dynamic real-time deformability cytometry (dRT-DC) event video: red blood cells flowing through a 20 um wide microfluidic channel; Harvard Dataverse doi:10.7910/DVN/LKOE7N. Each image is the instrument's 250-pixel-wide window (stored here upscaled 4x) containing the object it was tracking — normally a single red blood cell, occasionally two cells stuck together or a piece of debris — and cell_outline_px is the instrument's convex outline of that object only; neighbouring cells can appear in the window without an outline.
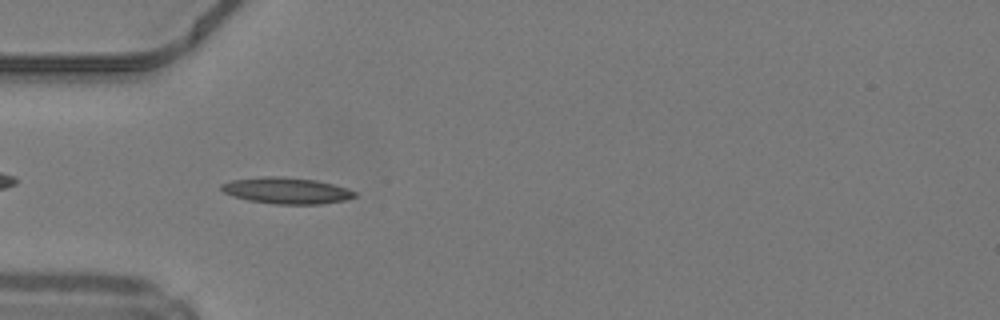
{"species": "common noctule bat (a hibernating species)", "species_latin": "Nyctalus noctula", "temperature_condition": "warm", "stored_images_in_passage": 30, "camera_frame_rate_fps": 3000, "um_per_image_px": 0.085, "animal": {"sex": "male", "body_mass_g": 19.2, "forearm_length_mm": 51.8}, "frame": {"image": 1, "passage_image": 1, "time_ms": 0.0, "image_size_px": [1000, 320], "cell_outline_px": [[356, 196], [344, 200], [320, 204], [276, 204], [248, 200], [232, 196], [224, 192], [220, 188], [220, 184], [232, 180], [264, 176], [284, 176], [316, 180], [348, 188], [356, 192]], "centroid_in_image_um": [24.34, 16.19], "position_along_channel_um": 60.7, "area_um2": 20.46}, "authors_computed_cell_mechanics": {"area_um2": 18.0914, "velocity_mm_per_s": 4.2536, "shape_relaxation_time_tau1_ms": 8.1344, "shape_relaxation_time_tau2_ms": null, "deformation_change_tau1": 0.1861, "deformation_change_tau2": null}}